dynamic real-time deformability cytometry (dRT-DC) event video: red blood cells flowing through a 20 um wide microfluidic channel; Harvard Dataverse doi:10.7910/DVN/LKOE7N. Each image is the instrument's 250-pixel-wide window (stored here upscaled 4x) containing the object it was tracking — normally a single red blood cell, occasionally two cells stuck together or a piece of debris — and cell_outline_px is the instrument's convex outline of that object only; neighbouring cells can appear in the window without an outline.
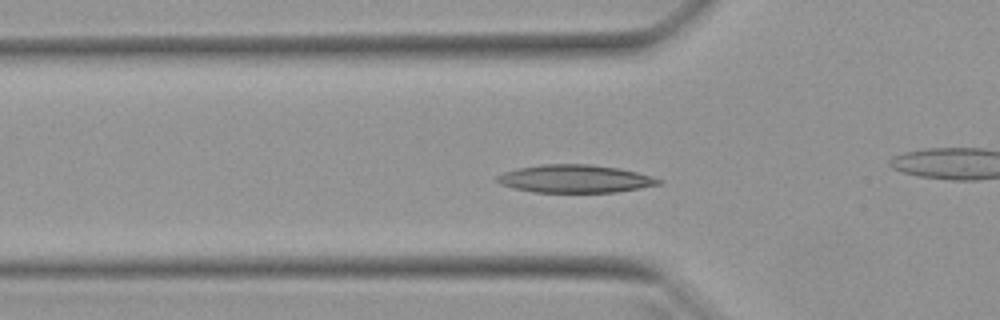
{"species": "Egyptian fruit bat (a non-hibernating species)", "species_latin": "Rousettus aegyptiacus", "temperature_condition": "warm", "stored_images_in_passage": 49, "camera_frame_rate_fps": 3000, "um_per_image_px": 0.085, "animal": {"sex": "female"}, "frame": {"image": 1, "passage_image": 14, "time_ms": 4.333, "image_size_px": [1000, 320], "cell_outline_px": [[664, 180], [660, 184], [640, 188], [616, 192], [532, 192], [500, 184], [496, 180], [496, 176], [504, 172], [520, 168], [544, 164], [592, 164], [620, 168], [652, 176]], "centroid_in_image_um": [48.91, 15.19], "position_along_channel_um": 76.9, "area_um2": 26.18}}
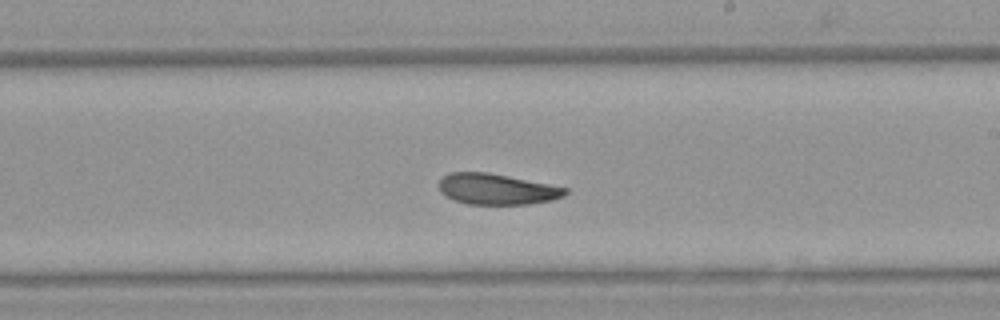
{"frame": {"image": 2, "passage_image": 27, "time_ms": 8.667, "image_size_px": [1000, 320], "cell_outline_px": [[568, 192], [564, 196], [552, 200], [528, 204], [468, 204], [456, 200], [440, 192], [440, 180], [444, 176], [452, 172], [488, 172], [568, 188]], "centroid_in_image_um": [42.25, 16.07], "position_along_channel_um": 246.7, "area_um2": 22.43}}
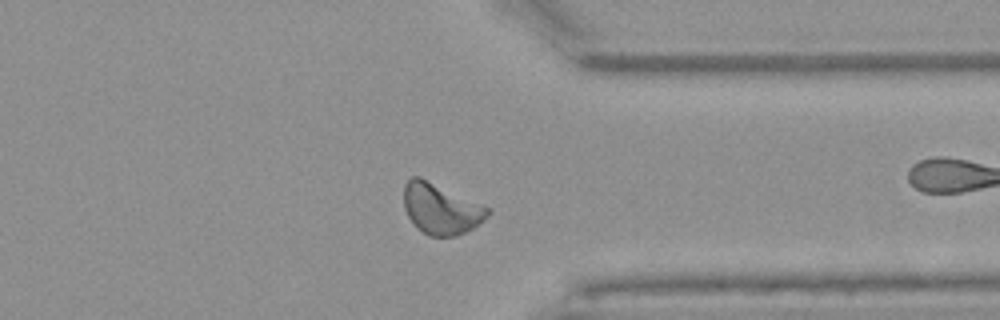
{"frame": {"image": 3, "passage_image": 37, "time_ms": 12.0, "image_size_px": [1000, 320], "cell_outline_px": [[492, 212], [484, 220], [472, 228], [456, 236], [428, 236], [416, 228], [412, 224], [404, 208], [404, 184], [412, 176], [420, 176], [492, 208]], "centroid_in_image_um": [37.48, 17.74], "position_along_channel_um": 373.9, "area_um2": 25.14}, "authors_computed_cell_mechanics": {"area_um2": 24.1026, "velocity_mm_per_s": 3.9249, "shape_relaxation_time_tau1_ms": 3.9286, "shape_relaxation_time_tau2_ms": 5.7676, "deformation_change_tau1": 0.1257, "deformation_change_tau2": 0.122}}